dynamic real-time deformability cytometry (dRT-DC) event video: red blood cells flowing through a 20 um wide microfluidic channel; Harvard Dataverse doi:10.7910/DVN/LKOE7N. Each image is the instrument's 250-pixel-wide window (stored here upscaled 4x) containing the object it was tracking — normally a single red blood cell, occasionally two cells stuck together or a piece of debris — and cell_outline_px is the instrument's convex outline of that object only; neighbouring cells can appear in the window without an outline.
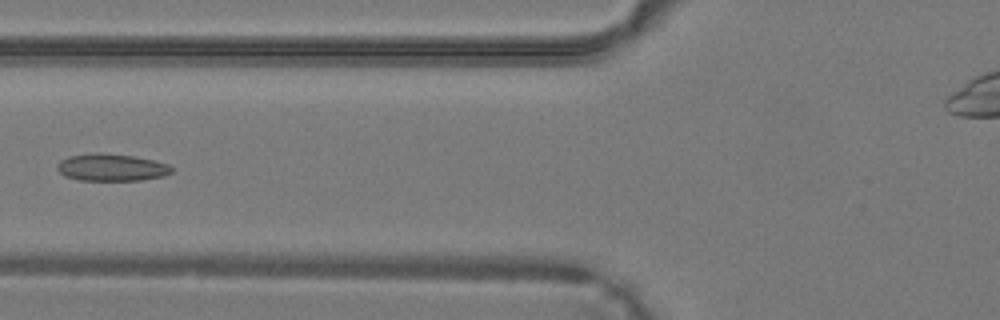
{"species": "common noctule bat (a hibernating species)", "species_latin": "Nyctalus noctula", "temperature_condition": "warm", "stored_images_in_passage": 29, "camera_frame_rate_fps": 3000, "um_per_image_px": 0.085, "animal": {"sex": "male", "body_mass_g": 19.2, "forearm_length_mm": 51.8}, "frame": {"image": 1, "passage_image": 6, "time_ms": 1.667, "image_size_px": [1000, 320], "cell_outline_px": [[172, 172], [164, 176], [140, 180], [80, 180], [64, 176], [56, 168], [56, 164], [60, 160], [68, 156], [100, 152], [132, 156], [152, 160], [168, 164], [172, 168]], "centroid_in_image_um": [9.44, 14.23], "position_along_channel_um": 116.4, "area_um2": 18.09}}
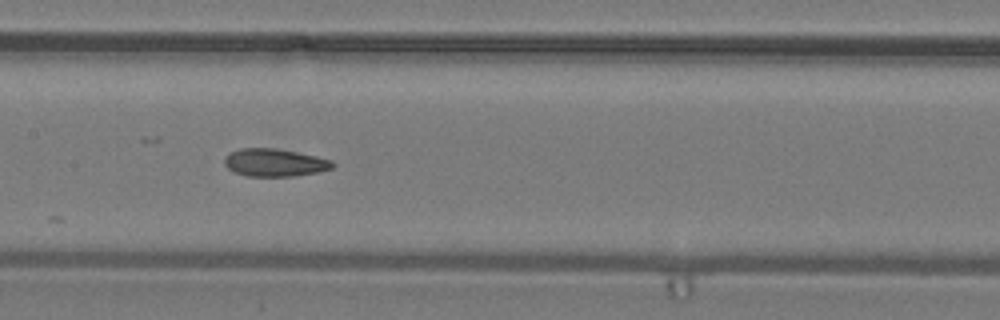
{"frame": {"image": 2, "passage_image": 10, "time_ms": 3.0, "image_size_px": [1000, 320], "cell_outline_px": [[336, 164], [332, 168], [316, 172], [292, 176], [248, 176], [232, 172], [224, 164], [224, 160], [232, 152], [240, 148], [276, 148], [316, 156], [332, 160]], "centroid_in_image_um": [23.35, 13.82], "position_along_channel_um": 184.1, "area_um2": 17.34}}
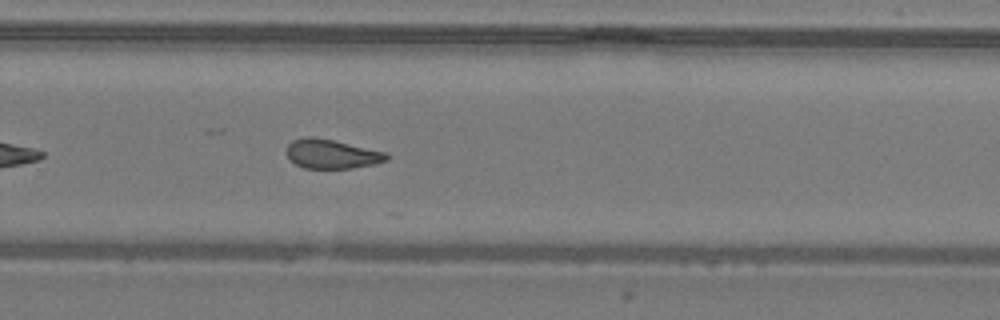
{"frame": {"image": 3, "passage_image": 17, "time_ms": 5.333, "image_size_px": [1000, 320], "cell_outline_px": [[388, 160], [376, 164], [352, 168], [304, 168], [296, 164], [288, 156], [288, 144], [292, 140], [304, 136], [316, 136], [384, 152], [388, 156]], "centroid_in_image_um": [28.18, 13.08], "position_along_channel_um": 301.6, "area_um2": 16.88}}